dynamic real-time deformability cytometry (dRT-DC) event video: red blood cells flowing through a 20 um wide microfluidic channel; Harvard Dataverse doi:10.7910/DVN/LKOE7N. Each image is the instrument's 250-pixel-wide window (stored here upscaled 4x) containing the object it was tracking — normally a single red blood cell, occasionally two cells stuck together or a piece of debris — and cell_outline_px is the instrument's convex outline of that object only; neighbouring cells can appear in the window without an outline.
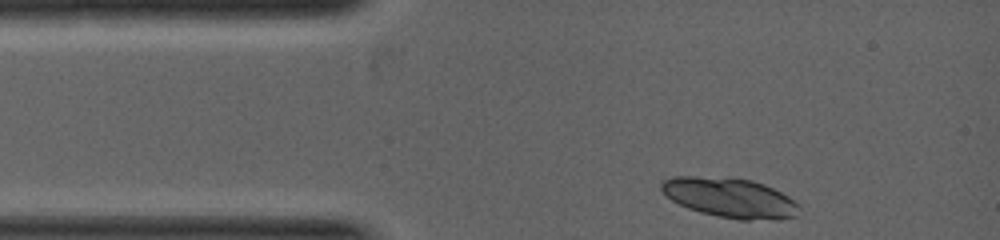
{"species": "common noctule bat (a hibernating species)", "species_latin": "Nyctalus noctula", "temperature_condition": "warm", "stored_images_in_passage": 4, "camera_frame_rate_fps": 5000, "um_per_image_px": 0.085, "animal": {"sex": "female", "body_mass_g": 19.0, "forearm_length_mm": 53.3}, "frame": {"image": 1, "passage_image": 1, "time_ms": 0.0, "image_size_px": [1000, 240], "cell_outline_px": [[796, 216], [748, 220], [740, 220], [716, 216], [700, 212], [688, 208], [672, 200], [660, 188], [660, 184], [664, 180], [676, 176], [692, 176], [752, 180], [764, 184], [788, 196], [796, 204]], "centroid_in_image_um": [61.97, 16.8], "position_along_channel_um": 23.0, "area_um2": 30.98}}